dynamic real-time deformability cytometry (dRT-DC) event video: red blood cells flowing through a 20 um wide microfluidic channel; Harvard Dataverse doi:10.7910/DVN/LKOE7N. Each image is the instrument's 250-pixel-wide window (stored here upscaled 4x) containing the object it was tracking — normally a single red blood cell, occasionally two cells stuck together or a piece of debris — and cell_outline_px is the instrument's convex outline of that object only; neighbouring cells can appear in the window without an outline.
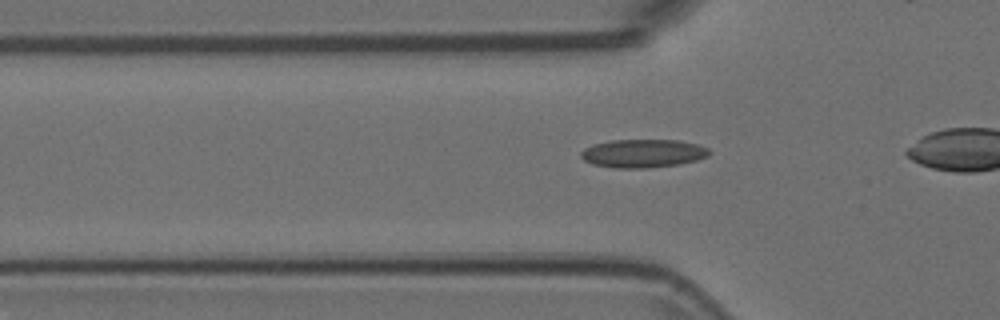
{"species": "Egyptian fruit bat (a non-hibernating species)", "species_latin": "Rousettus aegyptiacus", "temperature_condition": "room temperature", "stored_images_in_passage": 38, "camera_frame_rate_fps": 3000, "um_per_image_px": 0.085, "animal": {"sex": "female"}, "frame": {"image": 1, "passage_image": 13, "time_ms": 4.0, "image_size_px": [1000, 320], "cell_outline_px": [[712, 152], [708, 156], [696, 160], [680, 164], [648, 168], [616, 168], [592, 164], [584, 160], [580, 156], [580, 152], [584, 148], [592, 144], [612, 140], [680, 140], [696, 144], [708, 148]], "centroid_in_image_um": [54.65, 13.04], "position_along_channel_um": 71.2, "area_um2": 21.33}}
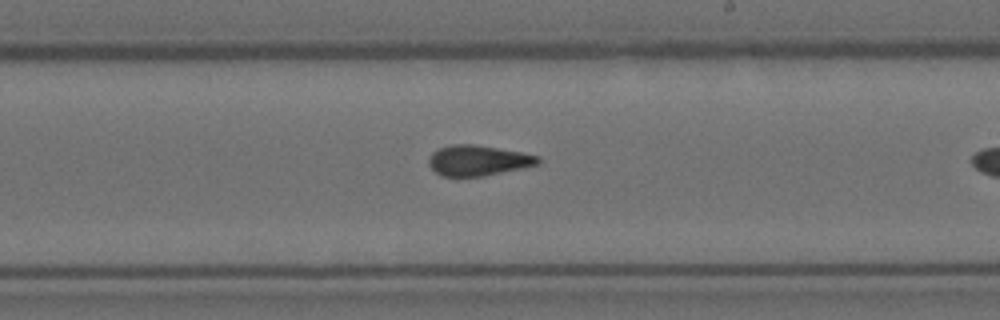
{"frame": {"image": 2, "passage_image": 27, "time_ms": 8.667, "image_size_px": [1000, 320], "cell_outline_px": [[540, 164], [484, 176], [440, 176], [428, 164], [428, 160], [432, 152], [440, 148], [452, 144], [472, 144], [520, 152], [540, 156]], "centroid_in_image_um": [40.63, 13.64], "position_along_channel_um": 248.4, "area_um2": 19.25}}
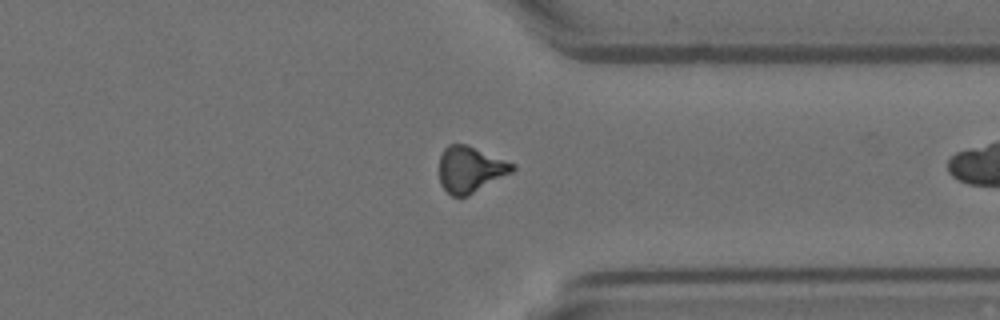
{"frame": {"image": 3, "passage_image": 37, "time_ms": 12.0, "image_size_px": [1000, 320], "cell_outline_px": [[516, 168], [512, 172], [468, 196], [452, 196], [440, 184], [440, 156], [444, 148], [448, 144], [464, 144], [516, 164]], "centroid_in_image_um": [39.97, 14.4], "position_along_channel_um": 371.4, "area_um2": 19.42}}